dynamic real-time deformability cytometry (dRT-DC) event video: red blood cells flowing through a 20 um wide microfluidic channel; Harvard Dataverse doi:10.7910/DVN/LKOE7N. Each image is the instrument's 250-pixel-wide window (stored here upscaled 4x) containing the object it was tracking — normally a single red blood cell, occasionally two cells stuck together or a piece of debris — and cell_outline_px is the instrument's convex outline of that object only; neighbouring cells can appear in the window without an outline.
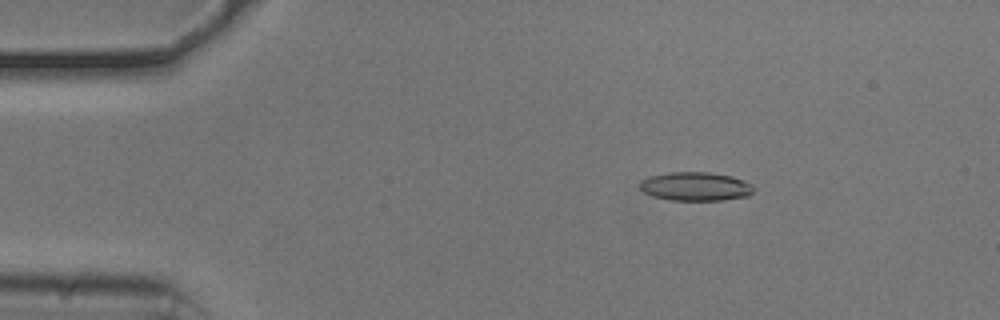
{"species": "common noctule bat (a hibernating species)", "species_latin": "Nyctalus noctula", "temperature_condition": "cold", "stored_images_in_passage": 51, "camera_frame_rate_fps": 3000, "um_per_image_px": 0.085, "animal": {"sex": "male", "body_mass_g": 20.5, "forearm_length_mm": 52.5}, "frame": {"image": 1, "passage_image": 6, "time_ms": 1.667, "image_size_px": [1000, 320], "cell_outline_px": [[756, 188], [748, 196], [724, 200], [672, 200], [652, 196], [644, 192], [640, 188], [640, 180], [648, 176], [668, 172], [708, 172], [732, 176], [752, 184]], "centroid_in_image_um": [59.12, 15.84], "position_along_channel_um": 25.9, "area_um2": 19.19}}
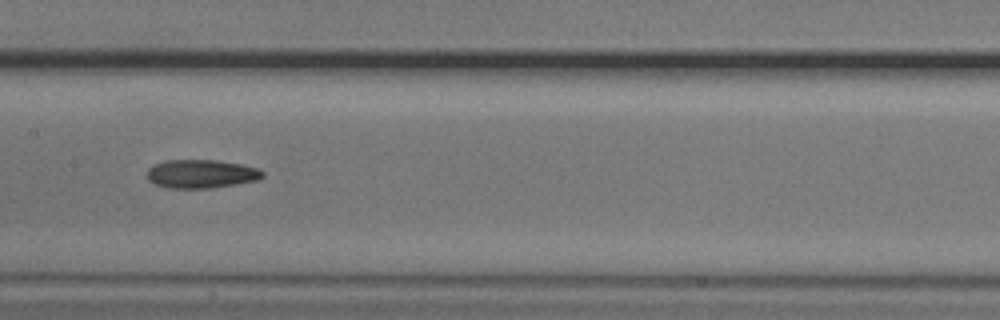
{"frame": {"image": 2, "passage_image": 24, "time_ms": 7.667, "image_size_px": [1000, 320], "cell_outline_px": [[264, 176], [256, 180], [236, 184], [208, 188], [168, 188], [156, 184], [148, 180], [148, 168], [152, 164], [164, 160], [216, 160], [240, 164], [256, 168], [264, 172]], "centroid_in_image_um": [17.06, 14.77], "position_along_channel_um": 190.3, "area_um2": 19.13}}
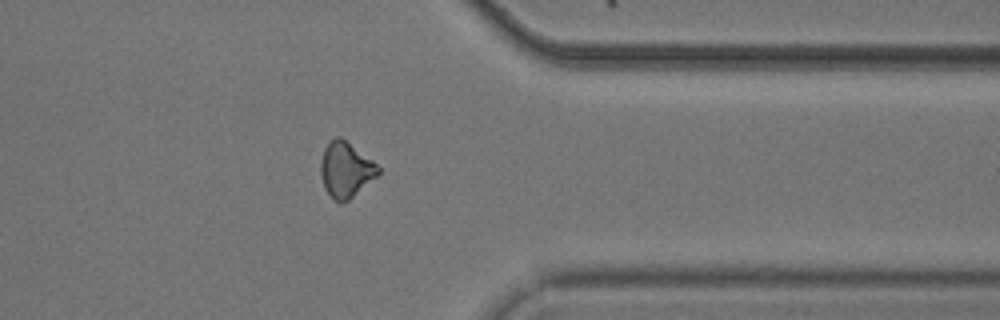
{"frame": {"image": 3, "passage_image": 40, "time_ms": 13.0, "image_size_px": [1000, 320], "cell_outline_px": [[380, 172], [376, 176], [348, 200], [332, 200], [324, 188], [320, 172], [320, 164], [324, 148], [336, 136], [340, 136], [372, 160], [380, 168]], "centroid_in_image_um": [29.36, 14.41], "position_along_channel_um": 382.0, "area_um2": 18.15}, "authors_computed_cell_mechanics": {"area_um2": 18.6694, "velocity_mm_per_s": 3.7726, "shape_relaxation_time_tau1_ms": 2.9217, "shape_relaxation_time_tau2_ms": 6.5051, "deformation_change_tau1": 0.1058, "deformation_change_tau2": 0.1641}}